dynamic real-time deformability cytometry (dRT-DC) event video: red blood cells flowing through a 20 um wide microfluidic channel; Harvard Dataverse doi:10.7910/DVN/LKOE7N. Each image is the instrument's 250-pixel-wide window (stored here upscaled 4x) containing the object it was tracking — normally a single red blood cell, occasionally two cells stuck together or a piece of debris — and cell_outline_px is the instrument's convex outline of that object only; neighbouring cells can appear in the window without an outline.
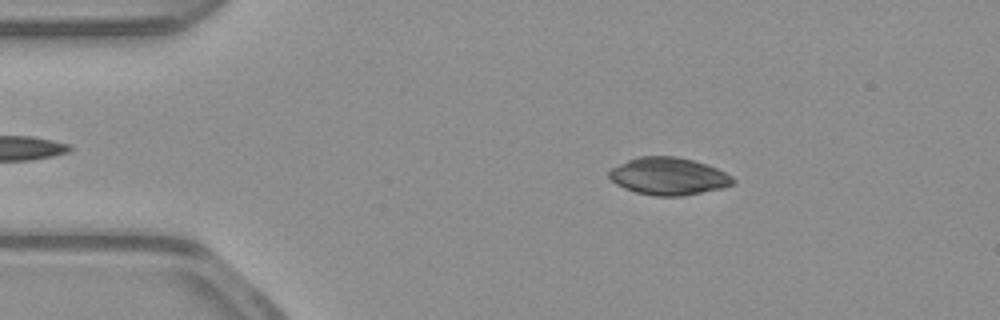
{"species": "common noctule bat (a hibernating species)", "species_latin": "Nyctalus noctula", "temperature_condition": "warm", "stored_images_in_passage": 44, "camera_frame_rate_fps": 3000, "um_per_image_px": 0.085, "animal": {"sex": "male", "body_mass_g": 23.1, "forearm_length_mm": 52.7}, "frame": {"image": 1, "passage_image": 8, "time_ms": 2.333, "image_size_px": [1000, 320], "cell_outline_px": [[736, 184], [724, 188], [684, 196], [656, 196], [636, 192], [624, 188], [616, 184], [608, 176], [608, 172], [612, 168], [636, 156], [676, 156], [692, 160], [716, 168], [732, 176], [736, 180]], "centroid_in_image_um": [56.85, 14.99], "position_along_channel_um": 28.2, "area_um2": 27.11}}
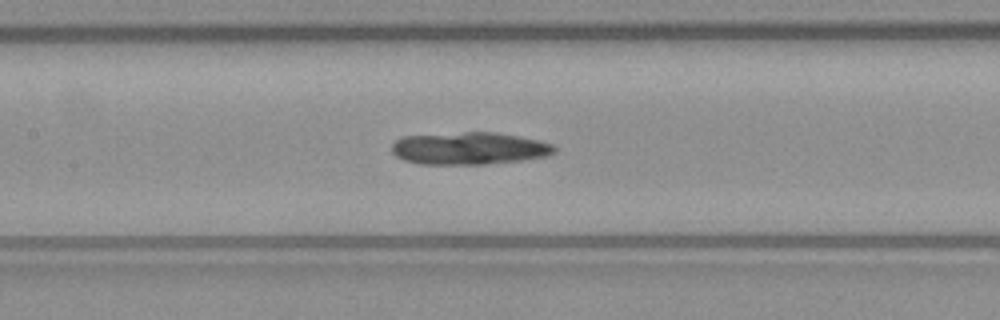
{"frame": {"image": 2, "passage_image": 23, "time_ms": 7.333, "image_size_px": [1000, 320], "cell_outline_px": [[556, 152], [544, 156], [520, 160], [484, 164], [420, 164], [404, 160], [396, 156], [392, 152], [392, 144], [396, 140], [404, 136], [464, 132], [492, 132], [516, 136], [536, 140], [552, 144], [556, 148]], "centroid_in_image_um": [39.84, 12.61], "position_along_channel_um": 167.6, "area_um2": 30.35}}
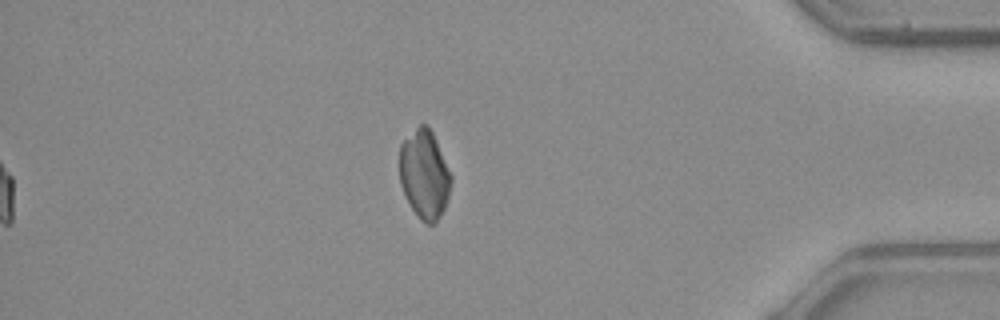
{"frame": {"image": 3, "passage_image": 44, "time_ms": 14.333, "image_size_px": [1000, 320], "cell_outline_px": [[452, 180], [448, 196], [444, 208], [436, 220], [432, 224], [428, 224], [420, 220], [404, 196], [400, 184], [400, 144], [420, 124], [428, 124], [432, 132], [452, 176]], "centroid_in_image_um": [36.06, 14.82], "position_along_channel_um": 399.1, "area_um2": 26.41}}